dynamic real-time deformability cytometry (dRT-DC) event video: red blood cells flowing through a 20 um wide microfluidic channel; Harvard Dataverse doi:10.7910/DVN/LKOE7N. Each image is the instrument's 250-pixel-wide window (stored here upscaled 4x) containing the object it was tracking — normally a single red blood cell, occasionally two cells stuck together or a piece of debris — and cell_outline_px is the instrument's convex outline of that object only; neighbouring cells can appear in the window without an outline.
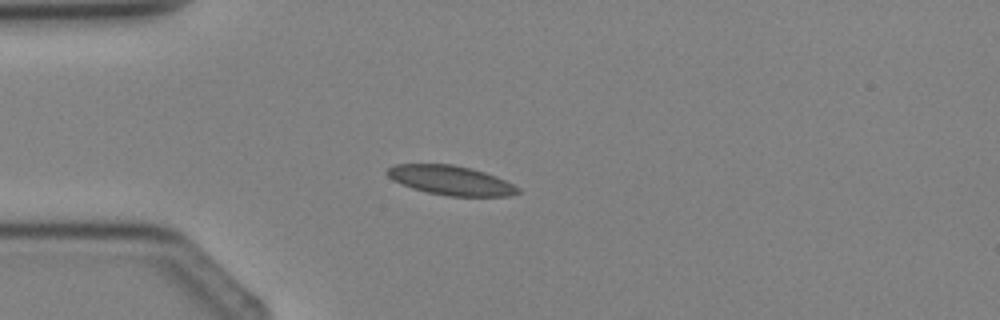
{"species": "Egyptian fruit bat (a non-hibernating species)", "species_latin": "Rousettus aegyptiacus", "temperature_condition": "cold", "stored_images_in_passage": 3, "camera_frame_rate_fps": 3000, "um_per_image_px": 0.085, "animal": {"sex": "female"}, "frame": {"image": 1, "passage_image": 3, "time_ms": 2.333, "image_size_px": [1000, 320], "cell_outline_px": [[520, 192], [508, 196], [448, 196], [428, 192], [412, 188], [392, 180], [384, 172], [392, 164], [452, 164], [472, 168], [496, 176], [520, 188]], "centroid_in_image_um": [38.29, 15.32], "position_along_channel_um": 46.7, "area_um2": 22.37}}